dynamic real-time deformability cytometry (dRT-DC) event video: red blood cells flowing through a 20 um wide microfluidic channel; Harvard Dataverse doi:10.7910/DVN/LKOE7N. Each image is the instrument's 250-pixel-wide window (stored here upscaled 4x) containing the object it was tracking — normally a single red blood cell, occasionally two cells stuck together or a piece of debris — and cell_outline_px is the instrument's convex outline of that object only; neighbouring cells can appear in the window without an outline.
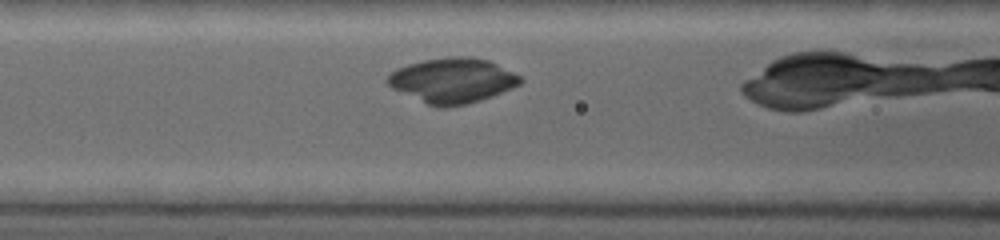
{"species": "common noctule bat (a hibernating species)", "species_latin": "Nyctalus noctula", "temperature_condition": "warm", "stored_images_in_passage": 24, "camera_frame_rate_fps": 5000, "um_per_image_px": 0.085, "animal": {"sex": "female", "body_mass_g": 19.0, "forearm_length_mm": 53.3}, "frame": {"image": 1, "passage_image": 7, "time_ms": 1.8, "image_size_px": [1000, 240], "cell_outline_px": [[524, 80], [520, 84], [512, 88], [492, 96], [480, 100], [464, 104], [428, 104], [392, 88], [384, 80], [396, 68], [408, 64], [424, 60], [448, 56], [468, 56], [488, 60], [520, 76]], "centroid_in_image_um": [38.46, 6.8], "position_along_channel_um": 128.1, "area_um2": 33.99}}
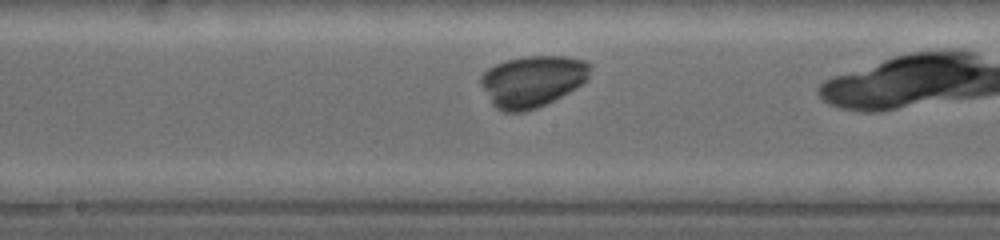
{"frame": {"image": 2, "passage_image": 12, "time_ms": 3.4, "image_size_px": [1000, 240], "cell_outline_px": [[592, 68], [588, 80], [576, 88], [536, 108], [524, 112], [504, 112], [496, 108], [492, 104], [480, 84], [480, 76], [488, 68], [504, 60], [524, 56], [568, 56], [584, 60], [592, 64]], "centroid_in_image_um": [45.27, 6.88], "position_along_channel_um": 202.9, "area_um2": 33.0}}
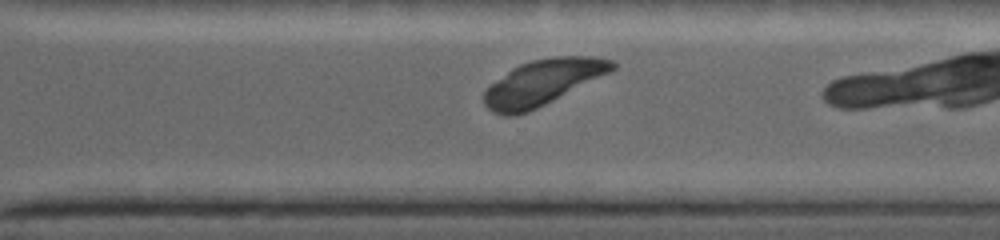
{"frame": {"image": 3, "passage_image": 19, "time_ms": 6.0, "image_size_px": [1000, 240], "cell_outline_px": [[616, 68], [528, 112], [516, 116], [504, 116], [492, 112], [484, 104], [484, 88], [512, 68], [520, 64], [532, 60], [552, 56], [592, 56], [612, 60], [616, 64]], "centroid_in_image_um": [46.05, 7.0], "position_along_channel_um": 324.5, "area_um2": 33.58}}